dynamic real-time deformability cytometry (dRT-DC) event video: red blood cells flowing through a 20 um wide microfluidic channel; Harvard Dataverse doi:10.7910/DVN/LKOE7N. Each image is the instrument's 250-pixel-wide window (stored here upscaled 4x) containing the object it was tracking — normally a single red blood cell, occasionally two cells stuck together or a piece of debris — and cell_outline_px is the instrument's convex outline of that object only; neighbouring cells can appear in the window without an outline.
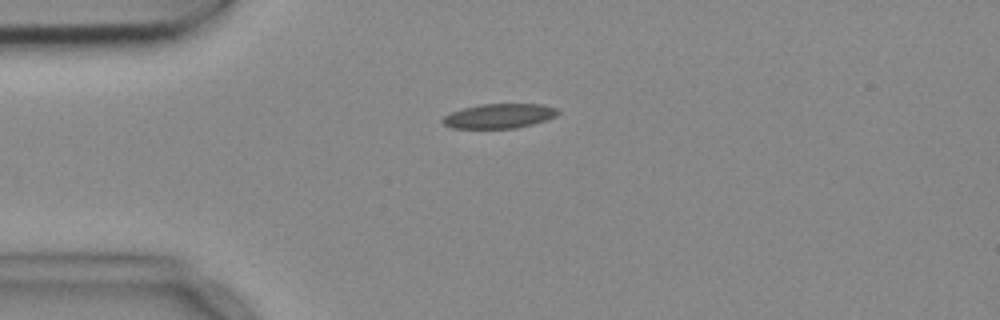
{"species": "common noctule bat (a hibernating species)", "species_latin": "Nyctalus noctula", "temperature_condition": "cold", "stored_images_in_passage": 6, "camera_frame_rate_fps": 3000, "um_per_image_px": 0.085, "animal": {"sex": "female", "body_mass_g": 18.4}, "frame": {"image": 1, "passage_image": 6, "time_ms": 1.667, "image_size_px": [1000, 320], "cell_outline_px": [[560, 112], [556, 116], [532, 124], [516, 128], [452, 128], [444, 124], [440, 120], [444, 116], [452, 112], [464, 108], [480, 104], [544, 104], [556, 108]], "centroid_in_image_um": [42.43, 9.85], "position_along_channel_um": 42.6, "area_um2": 16.42}}